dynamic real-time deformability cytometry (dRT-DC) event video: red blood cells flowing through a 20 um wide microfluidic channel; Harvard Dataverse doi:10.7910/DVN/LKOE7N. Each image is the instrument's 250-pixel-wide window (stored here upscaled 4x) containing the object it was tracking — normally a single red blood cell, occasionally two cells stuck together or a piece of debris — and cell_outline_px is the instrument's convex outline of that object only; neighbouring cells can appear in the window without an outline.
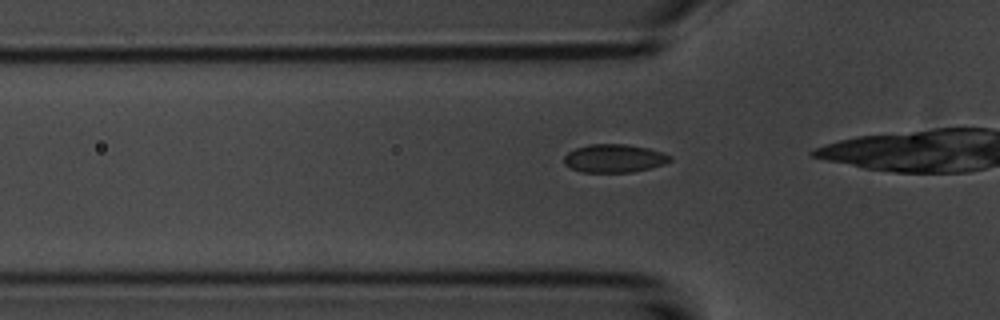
{"species": "common noctule bat (a hibernating species)", "species_latin": "Nyctalus noctula", "temperature_condition": "room temperature", "stored_images_in_passage": 33, "camera_frame_rate_fps": 3000, "um_per_image_px": 0.085, "animal": {"sex": "male", "body_mass_g": 20.1, "forearm_length_mm": 53.5}, "frame": {"image": 1, "passage_image": 8, "time_ms": 2.333, "image_size_px": [1000, 320], "cell_outline_px": [[672, 160], [664, 164], [632, 172], [580, 172], [564, 164], [564, 156], [568, 152], [576, 148], [588, 144], [624, 144], [648, 148], [664, 152], [672, 156]], "centroid_in_image_um": [52.21, 13.45], "position_along_channel_um": 73.6, "area_um2": 17.46}}
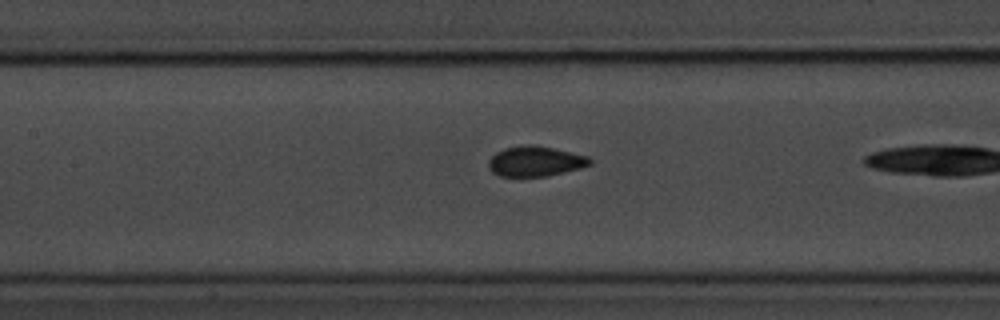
{"frame": {"image": 2, "passage_image": 15, "time_ms": 4.667, "image_size_px": [1000, 320], "cell_outline_px": [[592, 164], [580, 168], [548, 176], [500, 176], [492, 172], [488, 168], [488, 160], [496, 152], [504, 148], [524, 144], [532, 144], [552, 148], [588, 156], [592, 160]], "centroid_in_image_um": [45.48, 13.7], "position_along_channel_um": 161.9, "area_um2": 17.86}}
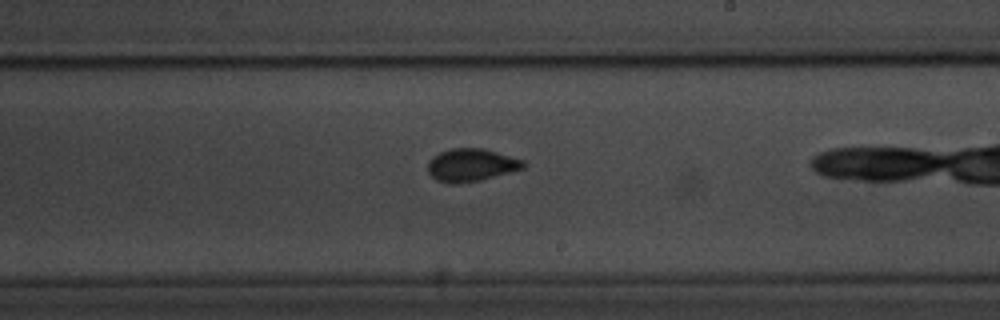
{"frame": {"image": 3, "passage_image": 22, "time_ms": 7.0, "image_size_px": [1000, 320], "cell_outline_px": [[528, 164], [524, 168], [480, 180], [456, 184], [448, 184], [436, 180], [428, 172], [428, 160], [432, 156], [440, 152], [452, 148], [484, 148], [524, 160]], "centroid_in_image_um": [40.04, 14.02], "position_along_channel_um": 249.0, "area_um2": 18.38}}